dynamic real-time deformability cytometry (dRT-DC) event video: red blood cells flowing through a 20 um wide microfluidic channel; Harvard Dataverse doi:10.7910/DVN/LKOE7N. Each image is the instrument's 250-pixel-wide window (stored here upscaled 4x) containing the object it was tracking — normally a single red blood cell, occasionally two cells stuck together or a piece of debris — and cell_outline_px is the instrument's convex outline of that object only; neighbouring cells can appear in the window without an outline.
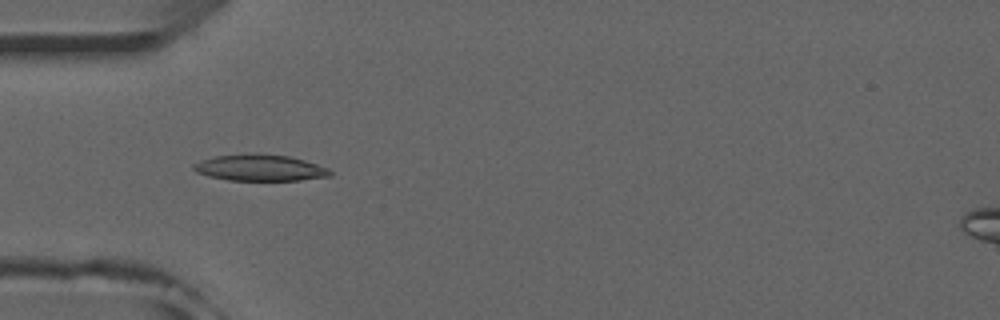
{"species": "common noctule bat (a hibernating species)", "species_latin": "Nyctalus noctula", "temperature_condition": "room temperature", "stored_images_in_passage": 39, "camera_frame_rate_fps": 3000, "um_per_image_px": 0.085, "animal": {"sex": "male", "forearm_length_mm": 52.5}, "frame": {"image": 1, "passage_image": 4, "time_ms": 1.0, "image_size_px": [1000, 320], "cell_outline_px": [[332, 176], [300, 180], [228, 180], [208, 176], [196, 172], [192, 168], [192, 164], [200, 160], [216, 156], [288, 156], [304, 160], [328, 168], [332, 172]], "centroid_in_image_um": [22.1, 14.31], "position_along_channel_um": 62.9, "area_um2": 20.11}}
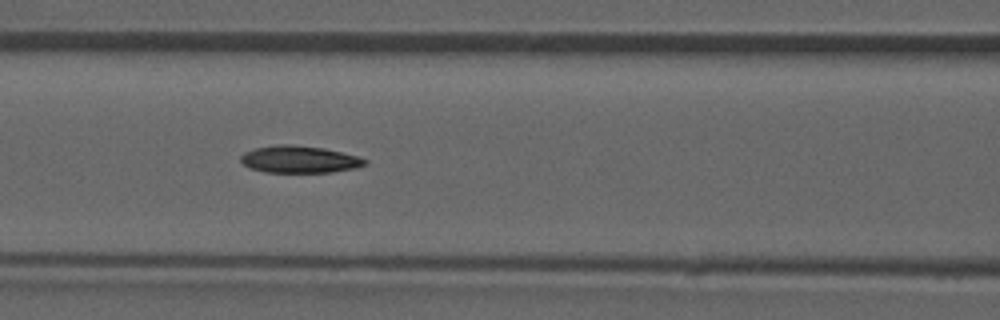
{"frame": {"image": 2, "passage_image": 10, "time_ms": 3.0, "image_size_px": [1000, 320], "cell_outline_px": [[368, 164], [356, 168], [332, 172], [264, 172], [252, 168], [244, 164], [240, 160], [240, 156], [244, 152], [256, 148], [280, 144], [292, 144], [324, 148], [356, 156], [368, 160]], "centroid_in_image_um": [25.46, 13.54], "position_along_channel_um": 141.1, "area_um2": 19.54}}
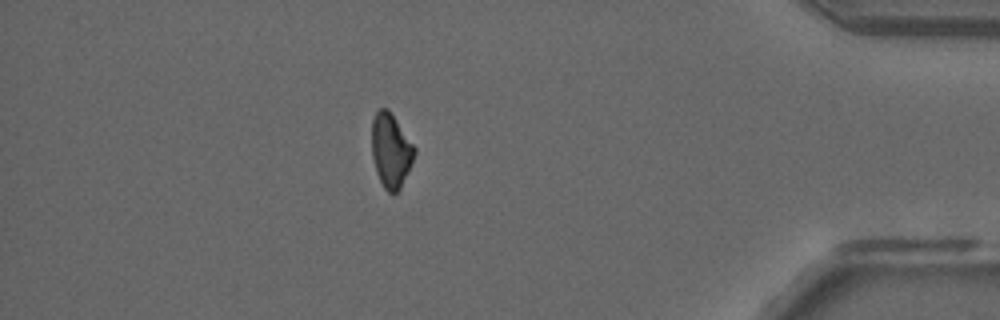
{"frame": {"image": 3, "passage_image": 33, "time_ms": 10.667, "image_size_px": [1000, 320], "cell_outline_px": [[416, 152], [400, 188], [396, 192], [388, 192], [384, 188], [376, 172], [372, 156], [372, 120], [376, 112], [380, 108], [388, 108], [416, 148]], "centroid_in_image_um": [33.21, 12.76], "position_along_channel_um": 402.0, "area_um2": 18.21}, "authors_computed_cell_mechanics": {"area_um2": 19.5364, "velocity_mm_per_s": 3.9736, "shape_relaxation_time_tau1_ms": 7.7915, "shape_relaxation_time_tau2_ms": 6.5663, "deformation_change_tau1": 0.1833, "deformation_change_tau2": 0.1269}}